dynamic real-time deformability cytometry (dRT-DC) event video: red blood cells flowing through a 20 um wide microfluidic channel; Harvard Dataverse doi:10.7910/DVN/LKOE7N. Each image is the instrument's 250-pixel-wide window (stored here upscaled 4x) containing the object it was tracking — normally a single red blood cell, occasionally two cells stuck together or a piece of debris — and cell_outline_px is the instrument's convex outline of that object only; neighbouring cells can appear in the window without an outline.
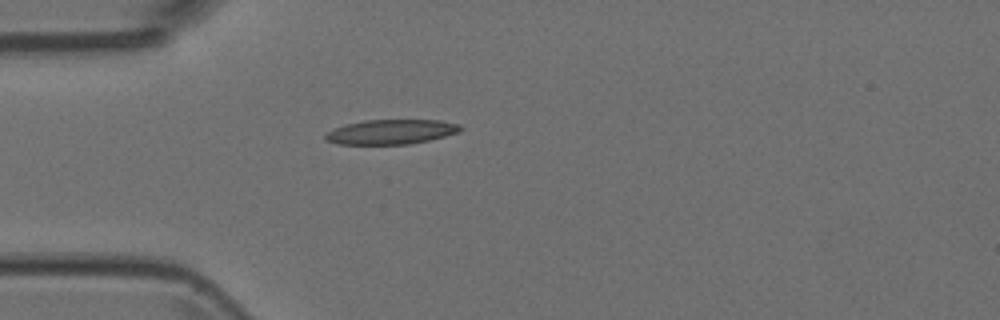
{"species": "Egyptian fruit bat (a non-hibernating species)", "species_latin": "Rousettus aegyptiacus", "temperature_condition": "room temperature", "stored_images_in_passage": 4, "camera_frame_rate_fps": 3000, "um_per_image_px": 0.085, "animal": {"sex": "female"}, "frame": {"image": 1, "passage_image": 4, "time_ms": 1.0, "image_size_px": [1000, 320], "cell_outline_px": [[464, 128], [460, 132], [428, 140], [408, 144], [336, 144], [324, 140], [324, 136], [328, 132], [336, 128], [348, 124], [364, 120], [440, 120], [460, 124]], "centroid_in_image_um": [33.27, 11.21], "position_along_channel_um": 51.7, "area_um2": 19.36}}